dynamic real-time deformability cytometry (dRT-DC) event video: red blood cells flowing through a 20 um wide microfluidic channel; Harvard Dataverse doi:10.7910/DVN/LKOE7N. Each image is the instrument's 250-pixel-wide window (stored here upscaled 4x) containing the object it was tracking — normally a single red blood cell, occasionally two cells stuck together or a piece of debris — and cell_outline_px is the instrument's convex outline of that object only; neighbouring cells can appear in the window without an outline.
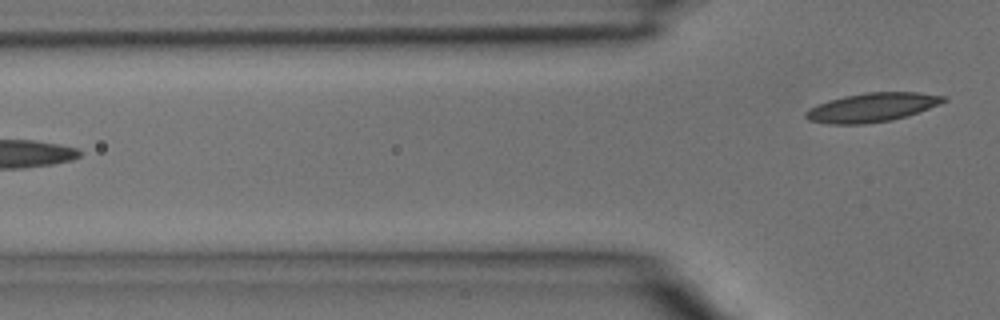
{"species": "common noctule bat (a hibernating species)", "species_latin": "Nyctalus noctula", "temperature_condition": "room temperature", "stored_images_in_passage": 4, "camera_frame_rate_fps": 3000, "um_per_image_px": 0.085, "animal": {"sex": "male", "body_mass_g": 15.6}, "frame": {"image": 1, "passage_image": 4, "time_ms": 1.0, "image_size_px": [1000, 320], "cell_outline_px": [[948, 100], [940, 104], [892, 120], [864, 124], [828, 124], [808, 120], [804, 116], [804, 112], [828, 100], [844, 96], [864, 92], [920, 92], [948, 96]], "centroid_in_image_um": [74.14, 9.12], "position_along_channel_um": 51.7, "area_um2": 23.18}}